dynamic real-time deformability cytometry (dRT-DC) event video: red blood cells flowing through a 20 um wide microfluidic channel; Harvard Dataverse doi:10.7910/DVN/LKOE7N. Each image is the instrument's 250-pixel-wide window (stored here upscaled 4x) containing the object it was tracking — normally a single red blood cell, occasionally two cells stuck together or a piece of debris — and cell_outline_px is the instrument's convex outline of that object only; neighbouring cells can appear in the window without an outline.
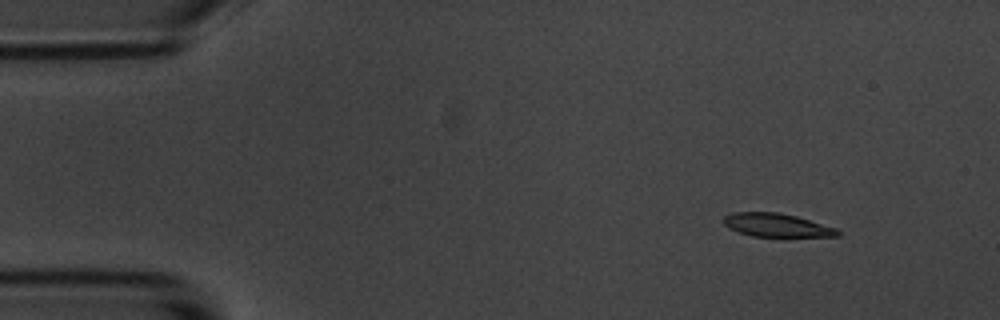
{"species": "common noctule bat (a hibernating species)", "species_latin": "Nyctalus noctula", "temperature_condition": "room temperature", "stored_images_in_passage": 3, "camera_frame_rate_fps": 3000, "um_per_image_px": 0.085, "animal": {"sex": "male", "body_mass_g": 20.1, "forearm_length_mm": 53.5}, "frame": {"image": 1, "passage_image": 1, "time_ms": 0.0, "image_size_px": [1000, 320], "cell_outline_px": [[840, 236], [752, 236], [728, 228], [724, 224], [724, 216], [732, 212], [780, 212], [796, 216], [836, 228], [840, 232]], "centroid_in_image_um": [65.99, 19.12], "position_along_channel_um": 19.0, "area_um2": 15.37}}
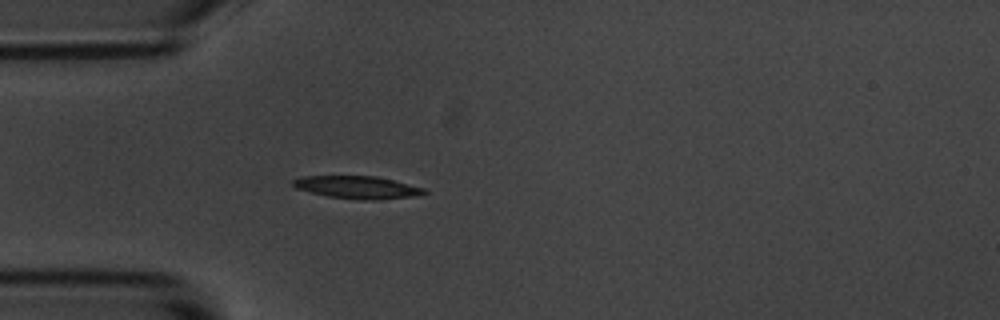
{"frame": {"image": 2, "passage_image": 3, "time_ms": 3.333, "image_size_px": [1000, 320], "cell_outline_px": [[428, 192], [416, 196], [376, 200], [360, 200], [328, 196], [296, 188], [292, 184], [292, 180], [304, 176], [376, 176], [424, 188]], "centroid_in_image_um": [30.39, 15.92], "position_along_channel_um": 54.6, "area_um2": 17.11}}